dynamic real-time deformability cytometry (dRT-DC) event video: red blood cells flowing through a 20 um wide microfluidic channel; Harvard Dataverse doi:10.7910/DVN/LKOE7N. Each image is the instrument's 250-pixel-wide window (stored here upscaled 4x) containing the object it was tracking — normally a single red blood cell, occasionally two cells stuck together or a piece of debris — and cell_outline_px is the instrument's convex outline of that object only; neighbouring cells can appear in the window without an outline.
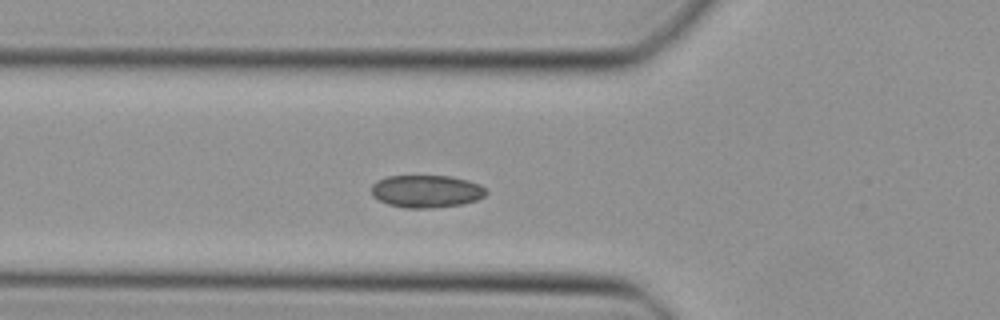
{"species": "Egyptian fruit bat (a non-hibernating species)", "species_latin": "Rousettus aegyptiacus", "temperature_condition": "cold", "stored_images_in_passage": 34, "camera_frame_rate_fps": 3000, "um_per_image_px": 0.085, "animal": {"sex": "female"}, "frame": {"image": 1, "passage_image": 2, "time_ms": 0.333, "image_size_px": [1000, 320], "cell_outline_px": [[488, 192], [484, 196], [476, 200], [464, 204], [432, 208], [408, 208], [388, 204], [372, 196], [372, 184], [376, 180], [388, 176], [452, 176], [468, 180], [480, 184]], "centroid_in_image_um": [36.25, 16.25], "position_along_channel_um": 89.5, "area_um2": 21.85}}
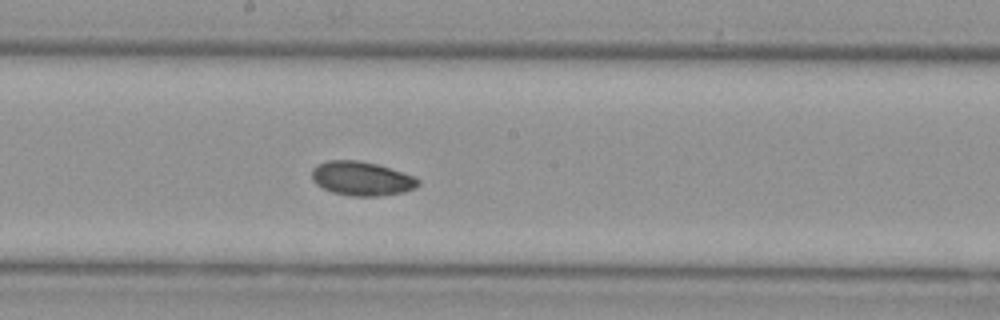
{"frame": {"image": 2, "passage_image": 11, "time_ms": 3.333, "image_size_px": [1000, 320], "cell_outline_px": [[420, 184], [416, 188], [404, 192], [376, 196], [352, 196], [332, 192], [316, 184], [312, 180], [312, 168], [316, 164], [328, 160], [360, 160], [376, 164], [416, 176], [420, 180]], "centroid_in_image_um": [30.75, 15.17], "position_along_channel_um": 217.5, "area_um2": 21.27}}
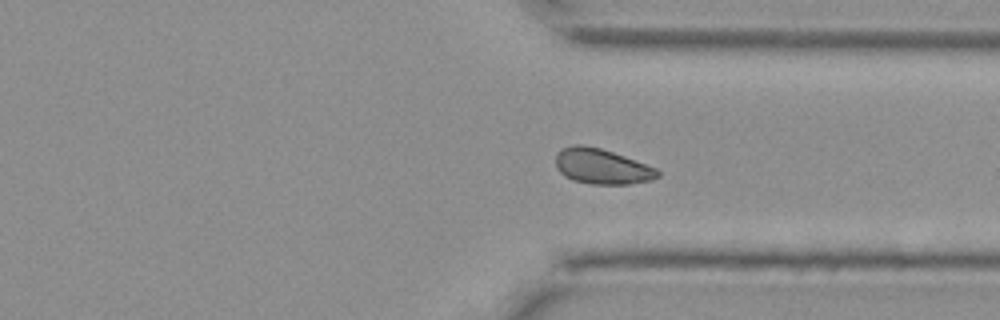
{"frame": {"image": 3, "passage_image": 21, "time_ms": 6.667, "image_size_px": [1000, 320], "cell_outline_px": [[660, 176], [652, 180], [628, 184], [592, 184], [572, 180], [564, 176], [556, 168], [556, 156], [564, 148], [572, 144], [584, 144], [600, 148], [624, 156], [656, 168], [660, 172]], "centroid_in_image_um": [51.15, 14.15], "position_along_channel_um": 360.2, "area_um2": 20.92}}